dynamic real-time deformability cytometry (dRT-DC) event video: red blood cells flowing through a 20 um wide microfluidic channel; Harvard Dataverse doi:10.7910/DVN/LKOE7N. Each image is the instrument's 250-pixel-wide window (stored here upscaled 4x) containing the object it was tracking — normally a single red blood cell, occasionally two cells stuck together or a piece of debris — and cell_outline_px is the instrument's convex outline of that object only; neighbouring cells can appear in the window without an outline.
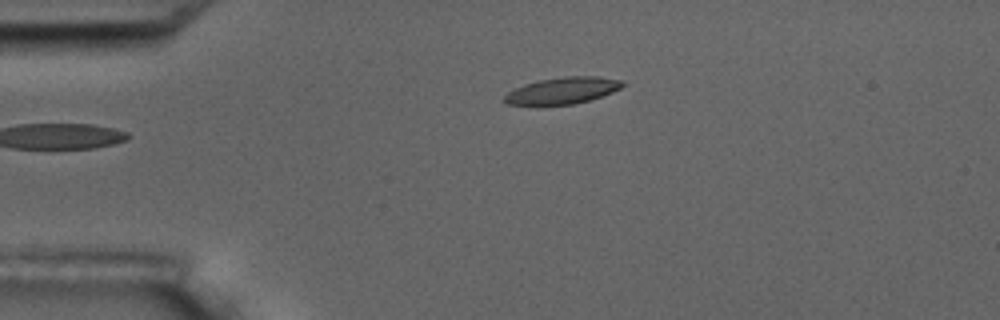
{"species": "common noctule bat (a hibernating species)", "species_latin": "Nyctalus noctula", "temperature_condition": "room temperature", "stored_images_in_passage": 7, "camera_frame_rate_fps": 3000, "um_per_image_px": 0.085, "animal": {"sex": "male", "body_mass_g": 17.5, "forearm_length_mm": 52.3}, "frame": {"image": 1, "passage_image": 7, "time_ms": 6.667, "image_size_px": [1000, 320], "cell_outline_px": [[624, 84], [620, 88], [612, 92], [588, 100], [572, 104], [536, 108], [508, 104], [504, 100], [504, 96], [508, 92], [524, 84], [540, 80], [564, 76], [600, 76], [624, 80]], "centroid_in_image_um": [47.75, 7.73], "position_along_channel_um": 37.2, "area_um2": 18.9}}